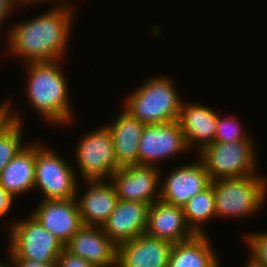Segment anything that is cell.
I'll use <instances>...</instances> for the list:
<instances>
[{
	"instance_id": "1",
	"label": "cell",
	"mask_w": 267,
	"mask_h": 267,
	"mask_svg": "<svg viewBox=\"0 0 267 267\" xmlns=\"http://www.w3.org/2000/svg\"><path fill=\"white\" fill-rule=\"evenodd\" d=\"M60 4L35 19L13 26L8 35L9 52L28 59L27 63L63 59L74 8Z\"/></svg>"
},
{
	"instance_id": "2",
	"label": "cell",
	"mask_w": 267,
	"mask_h": 267,
	"mask_svg": "<svg viewBox=\"0 0 267 267\" xmlns=\"http://www.w3.org/2000/svg\"><path fill=\"white\" fill-rule=\"evenodd\" d=\"M59 61L26 62L30 104L49 120L59 125L73 121V111L68 98L67 80L59 67Z\"/></svg>"
},
{
	"instance_id": "3",
	"label": "cell",
	"mask_w": 267,
	"mask_h": 267,
	"mask_svg": "<svg viewBox=\"0 0 267 267\" xmlns=\"http://www.w3.org/2000/svg\"><path fill=\"white\" fill-rule=\"evenodd\" d=\"M182 103L175 85L157 76L130 94L124 110L145 125L158 124L178 120Z\"/></svg>"
},
{
	"instance_id": "4",
	"label": "cell",
	"mask_w": 267,
	"mask_h": 267,
	"mask_svg": "<svg viewBox=\"0 0 267 267\" xmlns=\"http://www.w3.org/2000/svg\"><path fill=\"white\" fill-rule=\"evenodd\" d=\"M218 217H245L259 211L267 198V181L257 174L238 178H222L210 182Z\"/></svg>"
},
{
	"instance_id": "5",
	"label": "cell",
	"mask_w": 267,
	"mask_h": 267,
	"mask_svg": "<svg viewBox=\"0 0 267 267\" xmlns=\"http://www.w3.org/2000/svg\"><path fill=\"white\" fill-rule=\"evenodd\" d=\"M252 140L232 143L213 142L198 154L211 181L257 174Z\"/></svg>"
},
{
	"instance_id": "6",
	"label": "cell",
	"mask_w": 267,
	"mask_h": 267,
	"mask_svg": "<svg viewBox=\"0 0 267 267\" xmlns=\"http://www.w3.org/2000/svg\"><path fill=\"white\" fill-rule=\"evenodd\" d=\"M10 258H24L41 262H56L65 249L61 240L45 230L32 215L11 224Z\"/></svg>"
},
{
	"instance_id": "7",
	"label": "cell",
	"mask_w": 267,
	"mask_h": 267,
	"mask_svg": "<svg viewBox=\"0 0 267 267\" xmlns=\"http://www.w3.org/2000/svg\"><path fill=\"white\" fill-rule=\"evenodd\" d=\"M42 146L36 143L34 189H41L44 200L76 198L75 170L65 159Z\"/></svg>"
},
{
	"instance_id": "8",
	"label": "cell",
	"mask_w": 267,
	"mask_h": 267,
	"mask_svg": "<svg viewBox=\"0 0 267 267\" xmlns=\"http://www.w3.org/2000/svg\"><path fill=\"white\" fill-rule=\"evenodd\" d=\"M75 157L84 180H110L120 168L115 158L112 134L107 126L83 135L76 147Z\"/></svg>"
},
{
	"instance_id": "9",
	"label": "cell",
	"mask_w": 267,
	"mask_h": 267,
	"mask_svg": "<svg viewBox=\"0 0 267 267\" xmlns=\"http://www.w3.org/2000/svg\"><path fill=\"white\" fill-rule=\"evenodd\" d=\"M138 147V165L147 166L189 150L178 120L145 125Z\"/></svg>"
},
{
	"instance_id": "10",
	"label": "cell",
	"mask_w": 267,
	"mask_h": 267,
	"mask_svg": "<svg viewBox=\"0 0 267 267\" xmlns=\"http://www.w3.org/2000/svg\"><path fill=\"white\" fill-rule=\"evenodd\" d=\"M158 172L157 165H129L120 167L109 181L114 184L118 199L151 205L160 200L161 175Z\"/></svg>"
},
{
	"instance_id": "11",
	"label": "cell",
	"mask_w": 267,
	"mask_h": 267,
	"mask_svg": "<svg viewBox=\"0 0 267 267\" xmlns=\"http://www.w3.org/2000/svg\"><path fill=\"white\" fill-rule=\"evenodd\" d=\"M178 167L160 183V200L176 206L185 205L211 182L203 161Z\"/></svg>"
},
{
	"instance_id": "12",
	"label": "cell",
	"mask_w": 267,
	"mask_h": 267,
	"mask_svg": "<svg viewBox=\"0 0 267 267\" xmlns=\"http://www.w3.org/2000/svg\"><path fill=\"white\" fill-rule=\"evenodd\" d=\"M65 249L94 267L117 266V246L102 227L83 225L65 244Z\"/></svg>"
},
{
	"instance_id": "13",
	"label": "cell",
	"mask_w": 267,
	"mask_h": 267,
	"mask_svg": "<svg viewBox=\"0 0 267 267\" xmlns=\"http://www.w3.org/2000/svg\"><path fill=\"white\" fill-rule=\"evenodd\" d=\"M172 245L143 233L117 246L116 267H168Z\"/></svg>"
},
{
	"instance_id": "14",
	"label": "cell",
	"mask_w": 267,
	"mask_h": 267,
	"mask_svg": "<svg viewBox=\"0 0 267 267\" xmlns=\"http://www.w3.org/2000/svg\"><path fill=\"white\" fill-rule=\"evenodd\" d=\"M149 206L146 202L118 199L102 229L116 246L130 241L145 233Z\"/></svg>"
},
{
	"instance_id": "15",
	"label": "cell",
	"mask_w": 267,
	"mask_h": 267,
	"mask_svg": "<svg viewBox=\"0 0 267 267\" xmlns=\"http://www.w3.org/2000/svg\"><path fill=\"white\" fill-rule=\"evenodd\" d=\"M32 216L65 245L83 226L76 198L43 200Z\"/></svg>"
},
{
	"instance_id": "16",
	"label": "cell",
	"mask_w": 267,
	"mask_h": 267,
	"mask_svg": "<svg viewBox=\"0 0 267 267\" xmlns=\"http://www.w3.org/2000/svg\"><path fill=\"white\" fill-rule=\"evenodd\" d=\"M145 233L172 243L183 242L196 235L186 222L183 208L161 200L149 206Z\"/></svg>"
},
{
	"instance_id": "17",
	"label": "cell",
	"mask_w": 267,
	"mask_h": 267,
	"mask_svg": "<svg viewBox=\"0 0 267 267\" xmlns=\"http://www.w3.org/2000/svg\"><path fill=\"white\" fill-rule=\"evenodd\" d=\"M89 183L88 190L76 200L83 225L102 227L113 212L118 196L112 182L105 180H85ZM111 183V184H110Z\"/></svg>"
},
{
	"instance_id": "18",
	"label": "cell",
	"mask_w": 267,
	"mask_h": 267,
	"mask_svg": "<svg viewBox=\"0 0 267 267\" xmlns=\"http://www.w3.org/2000/svg\"><path fill=\"white\" fill-rule=\"evenodd\" d=\"M217 116L218 114L210 107L182 103L178 122L188 148L197 144L199 153L214 142Z\"/></svg>"
},
{
	"instance_id": "19",
	"label": "cell",
	"mask_w": 267,
	"mask_h": 267,
	"mask_svg": "<svg viewBox=\"0 0 267 267\" xmlns=\"http://www.w3.org/2000/svg\"><path fill=\"white\" fill-rule=\"evenodd\" d=\"M106 126L112 134L117 165H138V146L145 124L123 110L113 124Z\"/></svg>"
},
{
	"instance_id": "20",
	"label": "cell",
	"mask_w": 267,
	"mask_h": 267,
	"mask_svg": "<svg viewBox=\"0 0 267 267\" xmlns=\"http://www.w3.org/2000/svg\"><path fill=\"white\" fill-rule=\"evenodd\" d=\"M35 162L36 144L25 145L0 173L1 185L14 197L33 190Z\"/></svg>"
},
{
	"instance_id": "21",
	"label": "cell",
	"mask_w": 267,
	"mask_h": 267,
	"mask_svg": "<svg viewBox=\"0 0 267 267\" xmlns=\"http://www.w3.org/2000/svg\"><path fill=\"white\" fill-rule=\"evenodd\" d=\"M205 234L173 243L168 267H219L218 256Z\"/></svg>"
},
{
	"instance_id": "22",
	"label": "cell",
	"mask_w": 267,
	"mask_h": 267,
	"mask_svg": "<svg viewBox=\"0 0 267 267\" xmlns=\"http://www.w3.org/2000/svg\"><path fill=\"white\" fill-rule=\"evenodd\" d=\"M186 222L196 235L204 233L202 223L216 217L215 196L213 185L210 183L205 189L193 196L185 205L182 206Z\"/></svg>"
},
{
	"instance_id": "23",
	"label": "cell",
	"mask_w": 267,
	"mask_h": 267,
	"mask_svg": "<svg viewBox=\"0 0 267 267\" xmlns=\"http://www.w3.org/2000/svg\"><path fill=\"white\" fill-rule=\"evenodd\" d=\"M6 104L11 119L0 129V173L25 146L21 141V117L16 111L13 113V110H10V102L7 101Z\"/></svg>"
},
{
	"instance_id": "24",
	"label": "cell",
	"mask_w": 267,
	"mask_h": 267,
	"mask_svg": "<svg viewBox=\"0 0 267 267\" xmlns=\"http://www.w3.org/2000/svg\"><path fill=\"white\" fill-rule=\"evenodd\" d=\"M220 116L221 115L217 116L214 142L232 143L251 139L250 136L242 130V127L240 128V123L233 119V116Z\"/></svg>"
},
{
	"instance_id": "25",
	"label": "cell",
	"mask_w": 267,
	"mask_h": 267,
	"mask_svg": "<svg viewBox=\"0 0 267 267\" xmlns=\"http://www.w3.org/2000/svg\"><path fill=\"white\" fill-rule=\"evenodd\" d=\"M250 249V256L258 263L267 267V231L251 233L246 236Z\"/></svg>"
},
{
	"instance_id": "26",
	"label": "cell",
	"mask_w": 267,
	"mask_h": 267,
	"mask_svg": "<svg viewBox=\"0 0 267 267\" xmlns=\"http://www.w3.org/2000/svg\"><path fill=\"white\" fill-rule=\"evenodd\" d=\"M56 267H94L88 261L64 249L56 260Z\"/></svg>"
},
{
	"instance_id": "27",
	"label": "cell",
	"mask_w": 267,
	"mask_h": 267,
	"mask_svg": "<svg viewBox=\"0 0 267 267\" xmlns=\"http://www.w3.org/2000/svg\"><path fill=\"white\" fill-rule=\"evenodd\" d=\"M15 197L9 193L0 183V218L5 216L12 207Z\"/></svg>"
},
{
	"instance_id": "28",
	"label": "cell",
	"mask_w": 267,
	"mask_h": 267,
	"mask_svg": "<svg viewBox=\"0 0 267 267\" xmlns=\"http://www.w3.org/2000/svg\"><path fill=\"white\" fill-rule=\"evenodd\" d=\"M14 267H56V262L33 261L24 258H10Z\"/></svg>"
},
{
	"instance_id": "29",
	"label": "cell",
	"mask_w": 267,
	"mask_h": 267,
	"mask_svg": "<svg viewBox=\"0 0 267 267\" xmlns=\"http://www.w3.org/2000/svg\"><path fill=\"white\" fill-rule=\"evenodd\" d=\"M15 3L14 0H0V27H2L1 24L6 20L12 8L15 7Z\"/></svg>"
},
{
	"instance_id": "30",
	"label": "cell",
	"mask_w": 267,
	"mask_h": 267,
	"mask_svg": "<svg viewBox=\"0 0 267 267\" xmlns=\"http://www.w3.org/2000/svg\"><path fill=\"white\" fill-rule=\"evenodd\" d=\"M11 119L9 107L6 103L0 105V129Z\"/></svg>"
},
{
	"instance_id": "31",
	"label": "cell",
	"mask_w": 267,
	"mask_h": 267,
	"mask_svg": "<svg viewBox=\"0 0 267 267\" xmlns=\"http://www.w3.org/2000/svg\"><path fill=\"white\" fill-rule=\"evenodd\" d=\"M246 267H266V266L258 263L256 260H254L252 257L249 256Z\"/></svg>"
},
{
	"instance_id": "32",
	"label": "cell",
	"mask_w": 267,
	"mask_h": 267,
	"mask_svg": "<svg viewBox=\"0 0 267 267\" xmlns=\"http://www.w3.org/2000/svg\"><path fill=\"white\" fill-rule=\"evenodd\" d=\"M41 1H42V2H44V1H45V2L49 1V2H50V1H53V0H30L28 3H30V4H32V3H36V2H37V3H40ZM57 1H58V0H56V2H57Z\"/></svg>"
},
{
	"instance_id": "33",
	"label": "cell",
	"mask_w": 267,
	"mask_h": 267,
	"mask_svg": "<svg viewBox=\"0 0 267 267\" xmlns=\"http://www.w3.org/2000/svg\"><path fill=\"white\" fill-rule=\"evenodd\" d=\"M16 3H18V4H20V3H26V4H28V2L30 1V0H14ZM20 2V3H19Z\"/></svg>"
},
{
	"instance_id": "34",
	"label": "cell",
	"mask_w": 267,
	"mask_h": 267,
	"mask_svg": "<svg viewBox=\"0 0 267 267\" xmlns=\"http://www.w3.org/2000/svg\"><path fill=\"white\" fill-rule=\"evenodd\" d=\"M0 267H10V266H8V264L0 263ZM13 267H14V264H13Z\"/></svg>"
}]
</instances>
